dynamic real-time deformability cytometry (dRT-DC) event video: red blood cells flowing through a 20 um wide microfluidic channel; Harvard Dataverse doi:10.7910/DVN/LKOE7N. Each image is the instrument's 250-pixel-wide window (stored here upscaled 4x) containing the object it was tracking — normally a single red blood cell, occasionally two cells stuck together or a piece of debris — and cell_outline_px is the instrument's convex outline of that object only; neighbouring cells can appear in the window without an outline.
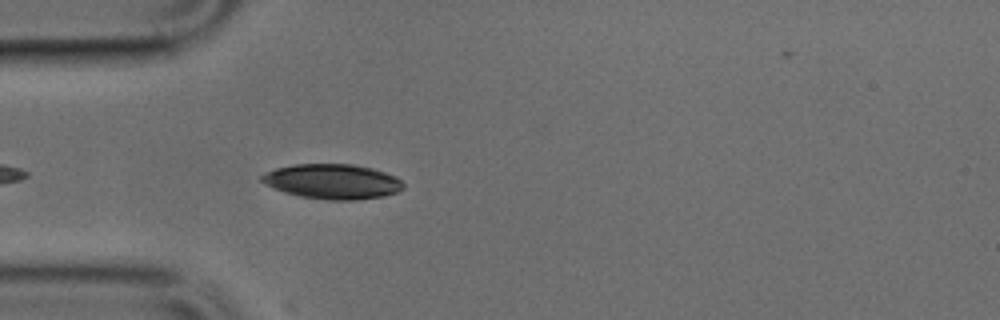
{"species": "common noctule bat (a hibernating species)", "species_latin": "Nyctalus noctula", "temperature_condition": "cold", "stored_images_in_passage": 9, "camera_frame_rate_fps": 3000, "um_per_image_px": 0.085, "animal": {"sex": "male", "body_mass_g": 17.9, "forearm_length_mm": 54.2}, "frame": {"image": 1, "passage_image": 4, "time_ms": 1.0, "image_size_px": [1000, 320], "cell_outline_px": [[404, 188], [396, 192], [384, 196], [352, 200], [328, 200], [300, 196], [284, 192], [272, 188], [264, 184], [260, 180], [260, 176], [264, 172], [276, 168], [292, 164], [352, 164], [372, 168], [396, 176], [404, 184]], "centroid_in_image_um": [28.22, 15.42], "position_along_channel_um": 56.8, "area_um2": 28.96}}